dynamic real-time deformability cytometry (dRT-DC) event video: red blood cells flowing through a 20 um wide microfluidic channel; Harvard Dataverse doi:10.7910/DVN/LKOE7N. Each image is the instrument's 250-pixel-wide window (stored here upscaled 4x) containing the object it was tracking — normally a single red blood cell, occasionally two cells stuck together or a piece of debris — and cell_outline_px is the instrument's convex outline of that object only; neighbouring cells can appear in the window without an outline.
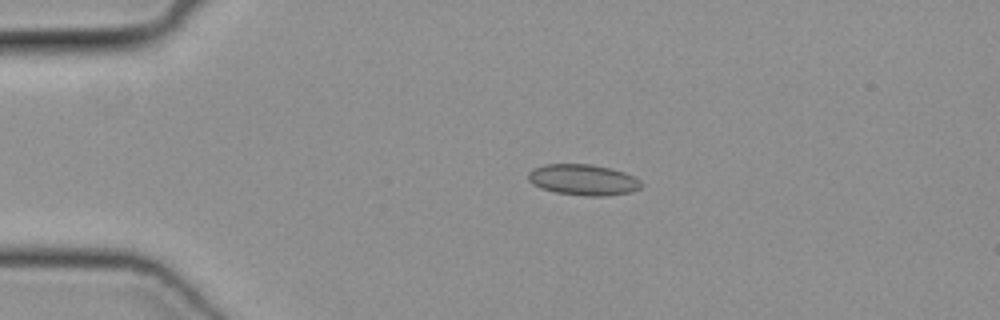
{"species": "common noctule bat (a hibernating species)", "species_latin": "Nyctalus noctula", "temperature_condition": "cold", "stored_images_in_passage": 40, "camera_frame_rate_fps": 3000, "um_per_image_px": 0.085, "animal": {"sex": "female", "body_mass_g": 19.3, "forearm_length_mm": 54.1}, "frame": {"image": 1, "passage_image": 1, "time_ms": 0.0, "image_size_px": [1000, 320], "cell_outline_px": [[644, 184], [640, 188], [632, 192], [604, 196], [584, 196], [556, 192], [540, 188], [532, 184], [528, 180], [528, 172], [536, 168], [548, 164], [592, 164], [612, 168], [624, 172], [640, 180]], "centroid_in_image_um": [49.6, 15.29], "position_along_channel_um": 35.4, "area_um2": 20.46}}
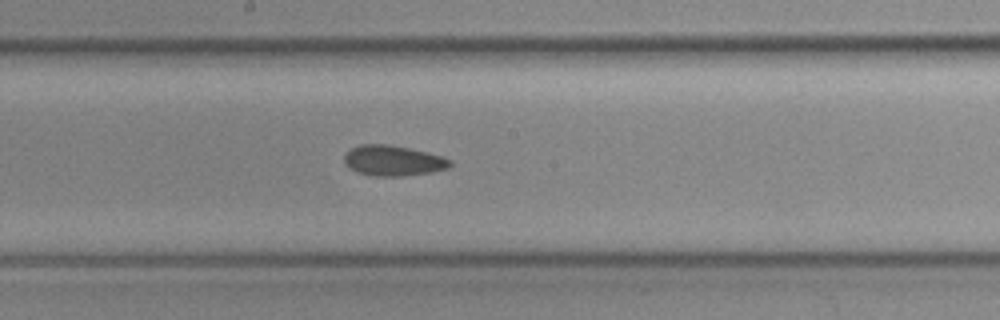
{"frame": {"image": 2, "passage_image": 17, "time_ms": 5.333, "image_size_px": [1000, 320], "cell_outline_px": [[452, 164], [448, 168], [432, 172], [400, 176], [372, 176], [360, 172], [352, 168], [344, 160], [344, 156], [352, 148], [360, 144], [388, 144], [408, 148], [440, 156], [452, 160]], "centroid_in_image_um": [33.44, 13.65], "position_along_channel_um": 214.8, "area_um2": 18.38}}
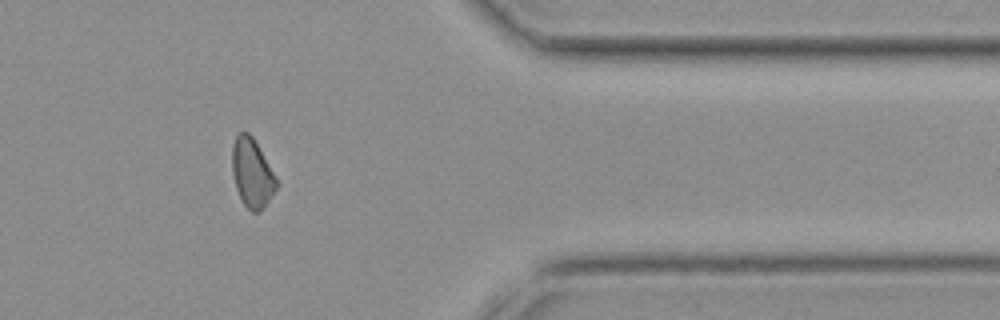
{"frame": {"image": 3, "passage_image": 31, "time_ms": 10.0, "image_size_px": [1000, 320], "cell_outline_px": [[280, 184], [272, 196], [260, 212], [252, 212], [244, 204], [236, 188], [232, 172], [232, 148], [236, 136], [240, 132], [248, 132], [252, 136], [276, 176]], "centroid_in_image_um": [21.44, 14.72], "position_along_channel_um": 390.0, "area_um2": 17.74}}